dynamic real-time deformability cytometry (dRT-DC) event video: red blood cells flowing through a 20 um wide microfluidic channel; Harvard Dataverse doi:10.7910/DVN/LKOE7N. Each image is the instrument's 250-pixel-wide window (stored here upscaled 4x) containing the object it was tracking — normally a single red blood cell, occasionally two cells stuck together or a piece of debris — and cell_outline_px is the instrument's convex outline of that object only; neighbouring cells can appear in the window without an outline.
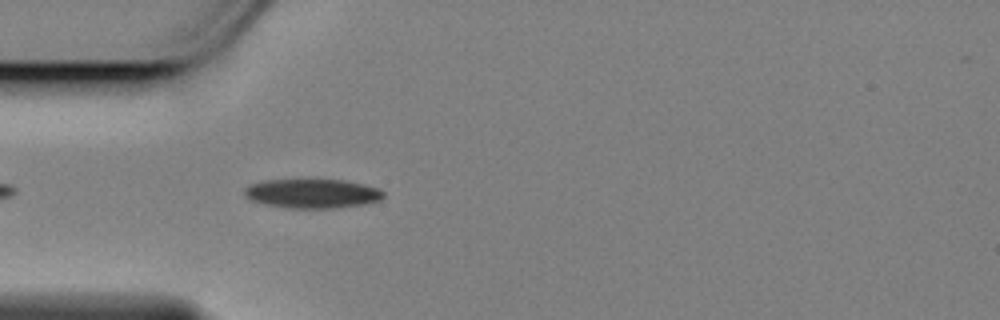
{"species": "Egyptian fruit bat (a non-hibernating species)", "species_latin": "Rousettus aegyptiacus", "temperature_condition": "cold", "stored_images_in_passage": 13, "camera_frame_rate_fps": 3000, "um_per_image_px": 0.085, "animal": {"sex": "female"}, "frame": {"image": 1, "passage_image": 3, "time_ms": 0.667, "image_size_px": [1000, 320], "cell_outline_px": [[384, 196], [380, 200], [364, 204], [336, 208], [288, 208], [264, 204], [252, 200], [244, 196], [244, 192], [252, 184], [268, 180], [344, 180], [364, 184], [380, 188], [384, 192]], "centroid_in_image_um": [26.6, 16.46], "position_along_channel_um": 58.4, "area_um2": 23.52}}
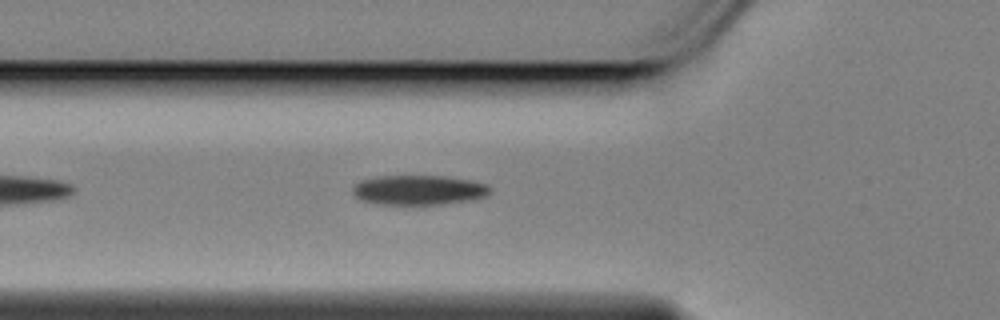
{"frame": {"image": 2, "passage_image": 6, "time_ms": 1.667, "image_size_px": [1000, 320], "cell_outline_px": [[492, 188], [488, 196], [468, 200], [444, 204], [372, 204], [360, 200], [352, 196], [352, 188], [360, 180], [376, 176], [444, 176], [468, 180], [488, 184]], "centroid_in_image_um": [35.55, 16.15], "position_along_channel_um": 90.3, "area_um2": 24.04}}
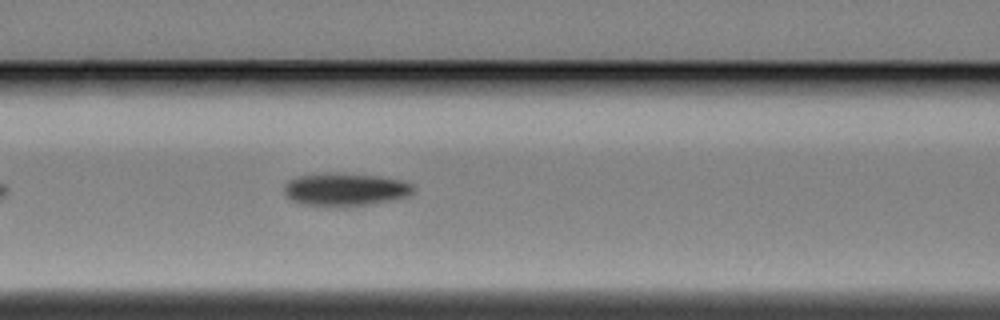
{"frame": {"image": 3, "passage_image": 10, "time_ms": 3.0, "image_size_px": [1000, 320], "cell_outline_px": [[412, 192], [408, 196], [368, 204], [304, 204], [292, 200], [284, 192], [284, 188], [288, 180], [296, 176], [328, 172], [336, 172], [380, 176], [400, 180], [412, 184]], "centroid_in_image_um": [29.32, 16.04], "position_along_channel_um": 137.3, "area_um2": 23.99}}